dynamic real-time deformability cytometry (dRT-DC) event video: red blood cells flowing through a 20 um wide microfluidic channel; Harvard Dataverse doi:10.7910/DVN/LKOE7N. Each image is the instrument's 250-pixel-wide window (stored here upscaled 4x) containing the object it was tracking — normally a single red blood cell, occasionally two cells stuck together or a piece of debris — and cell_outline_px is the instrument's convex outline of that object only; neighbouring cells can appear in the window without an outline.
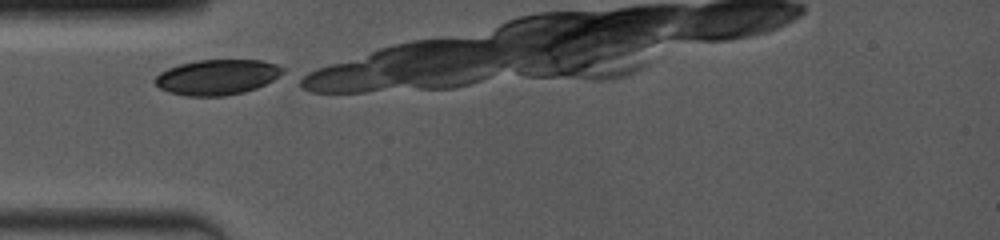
{"species": "common noctule bat (a hibernating species)", "species_latin": "Nyctalus noctula", "temperature_condition": "room temperature", "stored_images_in_passage": 4, "camera_frame_rate_fps": 4000, "um_per_image_px": 0.085, "animal": {"sex": "female", "body_mass_g": 19.0, "forearm_length_mm": 53.3}, "frame": {"image": 1, "passage_image": 1, "time_ms": 0.0, "image_size_px": [1000, 240], "cell_outline_px": [[284, 72], [272, 80], [256, 88], [244, 92], [224, 96], [184, 96], [168, 92], [160, 88], [152, 80], [160, 72], [168, 68], [180, 64], [196, 60], [260, 60], [276, 64], [284, 68]], "centroid_in_image_um": [18.42, 6.56], "position_along_channel_um": 66.6, "area_um2": 26.3}}